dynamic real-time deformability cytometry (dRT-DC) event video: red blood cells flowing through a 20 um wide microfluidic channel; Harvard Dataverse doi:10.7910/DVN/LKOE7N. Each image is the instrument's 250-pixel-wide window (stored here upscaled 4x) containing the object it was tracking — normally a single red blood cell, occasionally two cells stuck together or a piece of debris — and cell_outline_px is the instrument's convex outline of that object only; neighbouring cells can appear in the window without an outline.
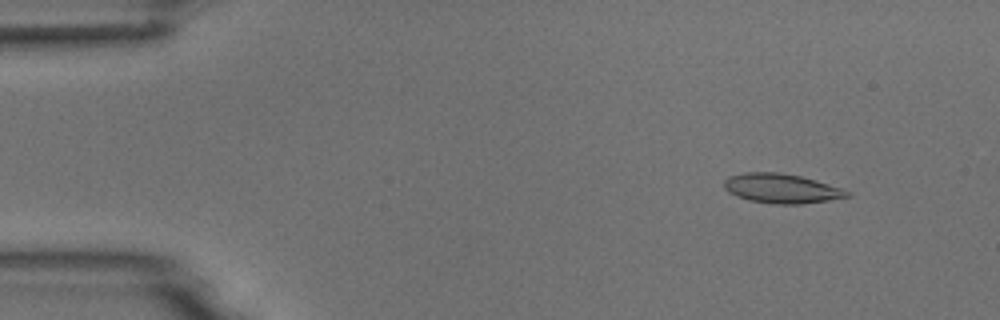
{"species": "common noctule bat (a hibernating species)", "species_latin": "Nyctalus noctula", "temperature_condition": "room temperature", "stored_images_in_passage": 5, "camera_frame_rate_fps": 3000, "um_per_image_px": 0.085, "animal": {"sex": "male", "body_mass_g": 18.8}, "frame": {"image": 1, "passage_image": 2, "time_ms": 1.333, "image_size_px": [1000, 320], "cell_outline_px": [[852, 196], [828, 200], [800, 204], [776, 204], [748, 200], [736, 196], [728, 192], [724, 188], [724, 180], [728, 176], [744, 172], [776, 172], [800, 176], [816, 180], [852, 192]], "centroid_in_image_um": [66.41, 16.02], "position_along_channel_um": 18.6, "area_um2": 21.15}}
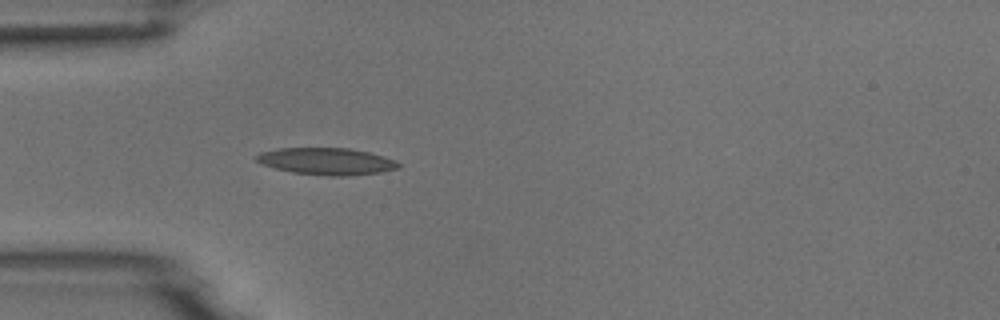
{"frame": {"image": 2, "passage_image": 5, "time_ms": 4.667, "image_size_px": [1000, 320], "cell_outline_px": [[400, 168], [384, 172], [348, 176], [328, 176], [292, 172], [260, 164], [252, 156], [260, 152], [280, 148], [348, 148], [368, 152], [384, 156], [396, 160], [400, 164]], "centroid_in_image_um": [27.77, 13.71], "position_along_channel_um": 57.2, "area_um2": 22.54}}